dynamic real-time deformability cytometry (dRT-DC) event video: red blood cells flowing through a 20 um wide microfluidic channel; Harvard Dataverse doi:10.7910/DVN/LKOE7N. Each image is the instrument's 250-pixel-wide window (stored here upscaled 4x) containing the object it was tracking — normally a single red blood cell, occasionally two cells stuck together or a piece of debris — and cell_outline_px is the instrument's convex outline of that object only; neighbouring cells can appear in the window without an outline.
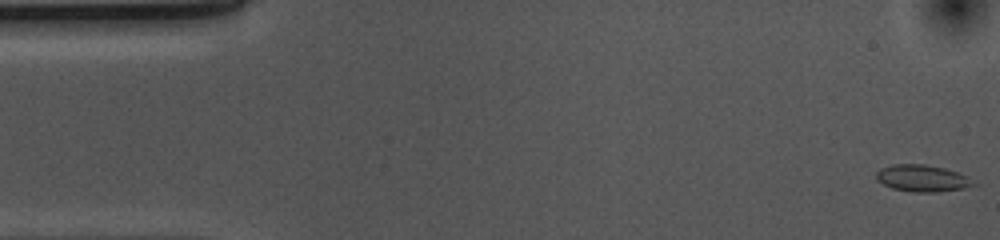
{"species": "common noctule bat (a hibernating species)", "species_latin": "Nyctalus noctula", "temperature_condition": "cold", "stored_images_in_passage": 53, "camera_frame_rate_fps": 3000, "um_per_image_px": 0.085, "animal": {"sex": "female", "body_mass_g": 10.0, "forearm_length_mm": 53.1}, "frame": {"image": 1, "passage_image": 1, "time_ms": 0.0, "image_size_px": [1000, 240], "cell_outline_px": [[980, 184], [964, 188], [936, 192], [912, 192], [892, 188], [876, 180], [876, 172], [880, 168], [892, 164], [924, 164], [944, 168], [968, 176]], "centroid_in_image_um": [78.41, 15.15], "position_along_channel_um": 6.6, "area_um2": 15.32}}
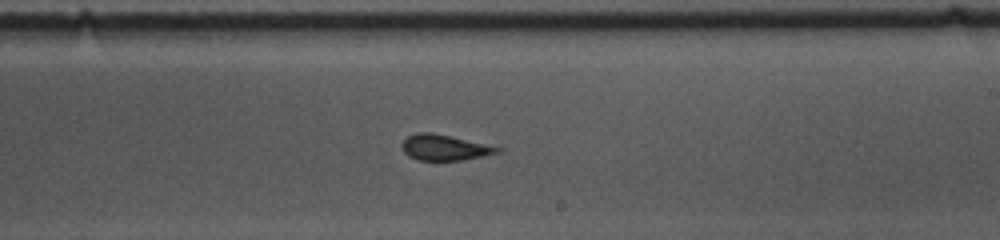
{"frame": {"image": 2, "passage_image": 30, "time_ms": 9.667, "image_size_px": [1000, 240], "cell_outline_px": [[504, 148], [500, 152], [464, 160], [416, 160], [408, 156], [404, 152], [400, 144], [408, 136], [416, 132], [432, 132]], "centroid_in_image_um": [37.76, 12.54], "position_along_channel_um": 251.2, "area_um2": 14.33}}
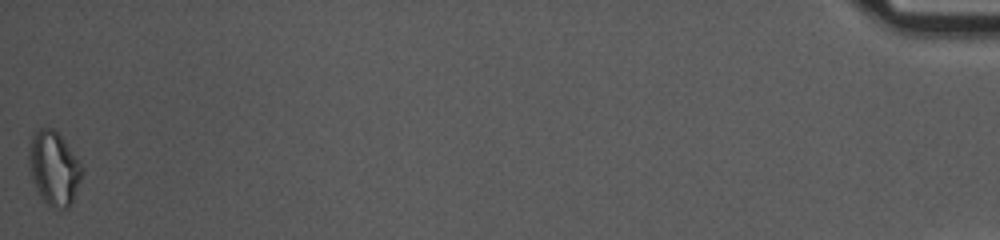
{"frame": {"image": 3, "passage_image": 53, "time_ms": 17.333, "image_size_px": [1000, 240], "cell_outline_px": [[84, 168], [72, 204], [68, 208], [60, 208], [48, 204], [40, 196], [32, 180], [28, 164], [28, 152], [32, 136], [40, 128], [52, 128], [64, 140]], "centroid_in_image_um": [4.58, 14.3], "position_along_channel_um": 430.6, "area_um2": 22.6}, "authors_computed_cell_mechanics": {"area_um2": 14.9124, "velocity_mm_per_s": 3.7014, "shape_relaxation_time_tau1_ms": 6.4976, "shape_relaxation_time_tau2_ms": null, "deformation_change_tau1": 0.1037, "deformation_change_tau2": null}}